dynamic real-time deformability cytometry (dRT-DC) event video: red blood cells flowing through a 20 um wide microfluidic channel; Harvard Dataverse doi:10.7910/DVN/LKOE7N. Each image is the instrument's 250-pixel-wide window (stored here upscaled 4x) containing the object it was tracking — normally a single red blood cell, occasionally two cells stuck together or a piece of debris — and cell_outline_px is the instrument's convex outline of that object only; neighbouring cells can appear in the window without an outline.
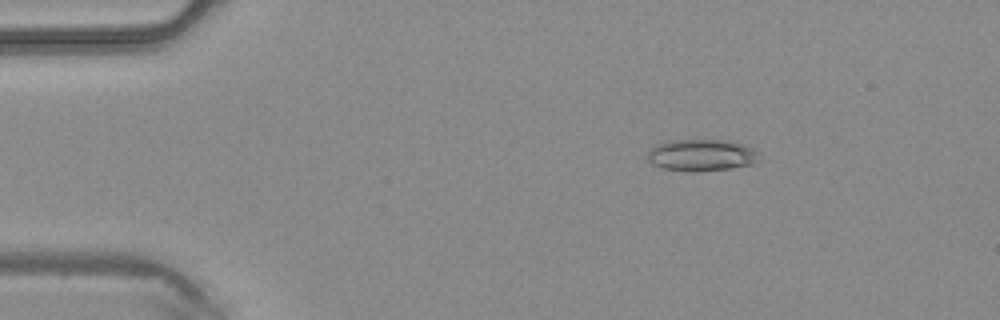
{"species": "common noctule bat (a hibernating species)", "species_latin": "Nyctalus noctula", "temperature_condition": "warm", "stored_images_in_passage": 46, "camera_frame_rate_fps": 3000, "um_per_image_px": 0.085, "animal": {"sex": "male", "body_mass_g": 20.4}, "frame": {"image": 1, "passage_image": 8, "time_ms": 2.333, "image_size_px": [1000, 320], "cell_outline_px": [[760, 160], [756, 164], [728, 168], [692, 172], [664, 168], [652, 164], [648, 160], [648, 152], [656, 144], [672, 140], [732, 140], [744, 144], [756, 152]], "centroid_in_image_um": [59.65, 13.18], "position_along_channel_um": 25.4, "area_um2": 20.63}}
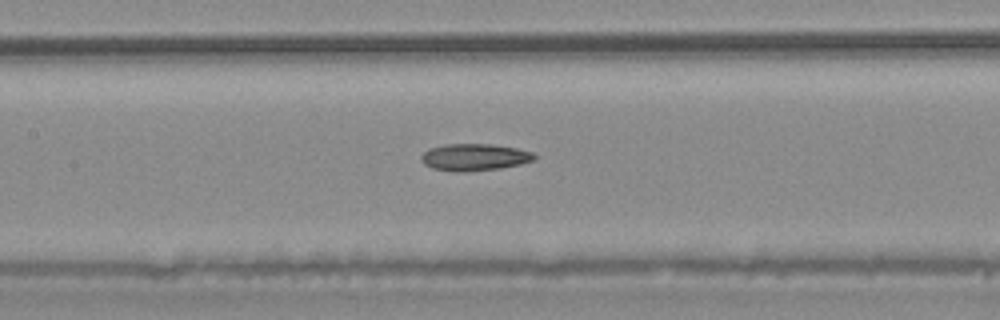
{"frame": {"image": 2, "passage_image": 22, "time_ms": 7.0, "image_size_px": [1000, 320], "cell_outline_px": [[536, 156], [532, 160], [520, 164], [500, 168], [464, 172], [456, 172], [432, 168], [424, 164], [420, 160], [420, 156], [428, 148], [444, 144], [492, 144], [516, 148], [532, 152]], "centroid_in_image_um": [40.27, 13.36], "position_along_channel_um": 167.1, "area_um2": 17.8}}
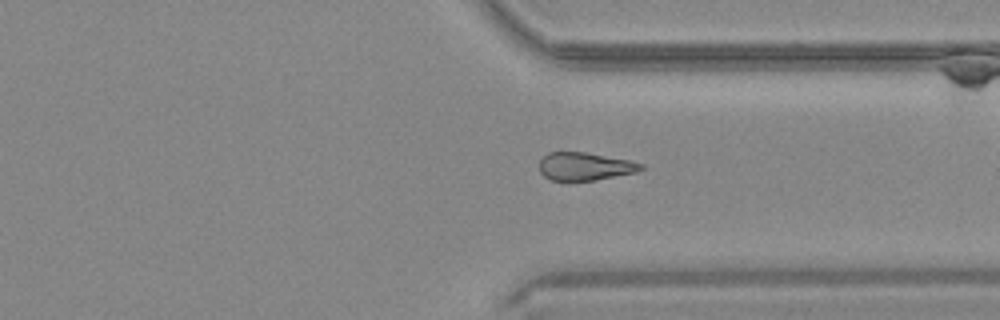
{"frame": {"image": 3, "passage_image": 35, "time_ms": 11.333, "image_size_px": [1000, 320], "cell_outline_px": [[644, 168], [636, 172], [596, 180], [568, 184], [552, 180], [544, 176], [540, 172], [540, 160], [548, 152], [584, 152], [632, 160], [644, 164]], "centroid_in_image_um": [49.7, 14.18], "position_along_channel_um": 361.7, "area_um2": 17.17}}